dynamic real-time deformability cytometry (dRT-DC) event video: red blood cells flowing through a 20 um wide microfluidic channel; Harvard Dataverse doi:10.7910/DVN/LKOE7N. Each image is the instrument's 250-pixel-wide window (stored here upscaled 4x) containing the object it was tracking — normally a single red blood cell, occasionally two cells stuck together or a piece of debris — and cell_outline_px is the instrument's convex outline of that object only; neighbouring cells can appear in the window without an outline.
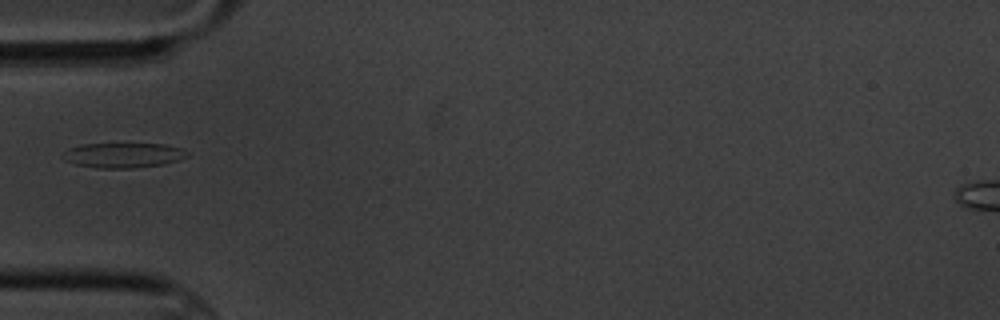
{"species": "common noctule bat (a hibernating species)", "species_latin": "Nyctalus noctula", "temperature_condition": "cold", "stored_images_in_passage": 1, "camera_frame_rate_fps": 3000, "um_per_image_px": 0.085, "animal": {"sex": "male", "body_mass_g": 20.1, "forearm_length_mm": 53.5}, "frame": {"image": 1, "passage_image": 1, "time_ms": 0.0, "image_size_px": [1000, 320], "cell_outline_px": [[188, 156], [180, 160], [164, 164], [132, 168], [96, 168], [76, 164], [64, 160], [60, 156], [68, 148], [80, 144], [164, 144], [180, 148], [188, 152]], "centroid_in_image_um": [10.45, 13.2], "position_along_channel_um": 74.6, "area_um2": 18.15}}